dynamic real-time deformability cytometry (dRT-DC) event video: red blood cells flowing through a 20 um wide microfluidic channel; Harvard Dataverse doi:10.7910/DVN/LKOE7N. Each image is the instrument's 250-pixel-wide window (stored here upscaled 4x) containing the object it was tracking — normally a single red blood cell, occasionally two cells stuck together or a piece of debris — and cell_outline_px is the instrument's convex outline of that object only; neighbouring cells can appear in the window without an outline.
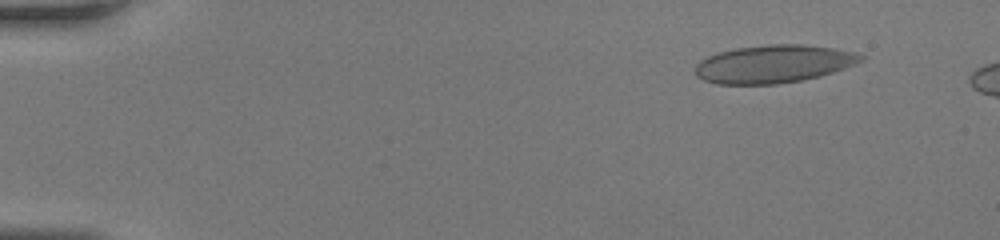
{"species": "human", "species_latin": "Homo sapiens", "temperature_condition": "room temperature", "stored_images_in_passage": 15, "camera_frame_rate_fps": 3000, "um_per_image_px": 0.085, "donor": {"sex": "female"}, "frame": {"image": 1, "passage_image": 5, "time_ms": 1.333, "image_size_px": [1000, 240], "cell_outline_px": [[868, 56], [864, 60], [856, 64], [820, 76], [804, 80], [776, 84], [716, 84], [704, 80], [696, 76], [696, 64], [700, 60], [708, 56], [720, 52], [736, 48], [768, 44], [804, 44], [832, 48], [856, 52]], "centroid_in_image_um": [65.79, 5.43], "position_along_channel_um": 19.2, "area_um2": 36.76}}